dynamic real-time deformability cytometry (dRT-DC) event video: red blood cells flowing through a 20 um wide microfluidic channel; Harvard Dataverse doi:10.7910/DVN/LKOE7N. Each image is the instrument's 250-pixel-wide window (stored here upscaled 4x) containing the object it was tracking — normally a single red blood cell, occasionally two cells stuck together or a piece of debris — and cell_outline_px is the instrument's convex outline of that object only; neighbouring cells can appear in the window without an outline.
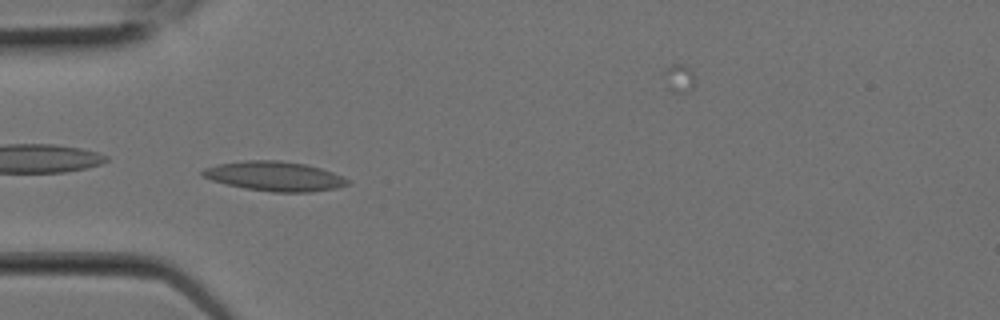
{"species": "Egyptian fruit bat (a non-hibernating species)", "species_latin": "Rousettus aegyptiacus", "temperature_condition": "room temperature", "stored_images_in_passage": 9, "camera_frame_rate_fps": 3000, "um_per_image_px": 0.085, "animal": {"sex": "female"}, "frame": {"image": 1, "passage_image": 7, "time_ms": 2.0, "image_size_px": [1000, 320], "cell_outline_px": [[352, 180], [348, 184], [336, 188], [312, 192], [272, 192], [244, 188], [212, 180], [204, 176], [200, 172], [204, 168], [220, 164], [244, 160], [280, 160], [308, 164], [344, 176]], "centroid_in_image_um": [23.4, 14.97], "position_along_channel_um": 61.6, "area_um2": 25.03}}